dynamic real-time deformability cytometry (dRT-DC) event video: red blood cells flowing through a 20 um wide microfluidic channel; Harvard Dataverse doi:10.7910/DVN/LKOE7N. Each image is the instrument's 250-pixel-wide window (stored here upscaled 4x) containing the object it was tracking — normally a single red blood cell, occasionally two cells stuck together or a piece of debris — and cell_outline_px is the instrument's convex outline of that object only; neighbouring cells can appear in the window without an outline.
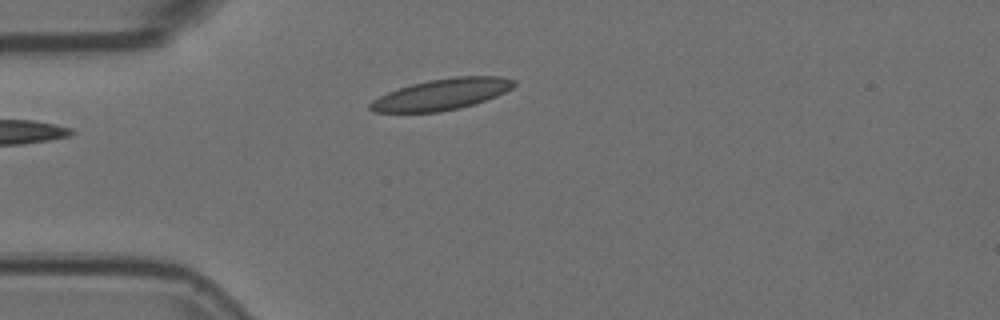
{"species": "Egyptian fruit bat (a non-hibernating species)", "species_latin": "Rousettus aegyptiacus", "temperature_condition": "room temperature", "stored_images_in_passage": 3, "camera_frame_rate_fps": 3000, "um_per_image_px": 0.085, "animal": {"sex": "female"}, "frame": {"image": 1, "passage_image": 3, "time_ms": 0.667, "image_size_px": [1000, 320], "cell_outline_px": [[516, 84], [512, 88], [496, 96], [460, 108], [436, 112], [372, 112], [368, 108], [368, 104], [372, 100], [388, 92], [412, 84], [428, 80], [452, 76], [500, 76], [516, 80]], "centroid_in_image_um": [37.54, 8.01], "position_along_channel_um": 47.5, "area_um2": 26.01}}